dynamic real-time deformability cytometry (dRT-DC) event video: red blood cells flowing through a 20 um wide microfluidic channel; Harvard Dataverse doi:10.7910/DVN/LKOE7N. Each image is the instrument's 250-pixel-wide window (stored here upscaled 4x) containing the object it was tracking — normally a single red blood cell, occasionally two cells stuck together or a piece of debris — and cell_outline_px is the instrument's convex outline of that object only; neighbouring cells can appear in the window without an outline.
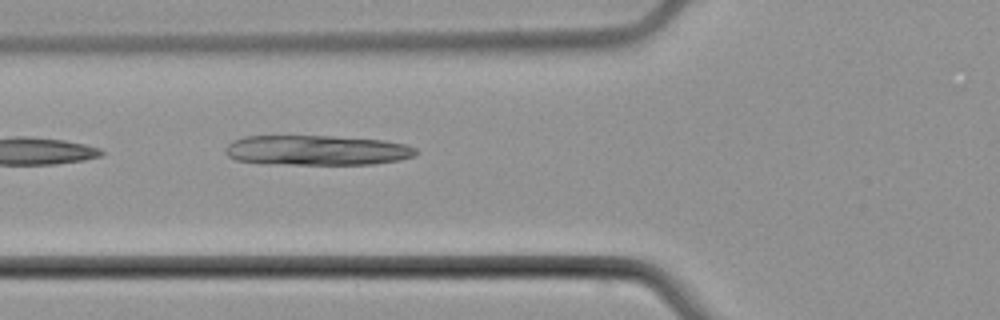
{"species": "common noctule bat (a hibernating species)", "species_latin": "Nyctalus noctula", "temperature_condition": "cold", "stored_images_in_passage": 3, "camera_frame_rate_fps": 3000, "um_per_image_px": 0.085, "animal": {"sex": "male", "body_mass_g": 21.5, "forearm_length_mm": 52.0}, "frame": {"image": 1, "passage_image": 3, "time_ms": 2.667, "image_size_px": [1000, 320], "cell_outline_px": [[416, 156], [400, 160], [372, 164], [292, 164], [236, 160], [228, 156], [224, 152], [224, 148], [232, 140], [244, 136], [332, 136], [384, 140], [404, 144], [416, 148]], "centroid_in_image_um": [26.94, 12.76], "position_along_channel_um": 98.9, "area_um2": 33.18}}